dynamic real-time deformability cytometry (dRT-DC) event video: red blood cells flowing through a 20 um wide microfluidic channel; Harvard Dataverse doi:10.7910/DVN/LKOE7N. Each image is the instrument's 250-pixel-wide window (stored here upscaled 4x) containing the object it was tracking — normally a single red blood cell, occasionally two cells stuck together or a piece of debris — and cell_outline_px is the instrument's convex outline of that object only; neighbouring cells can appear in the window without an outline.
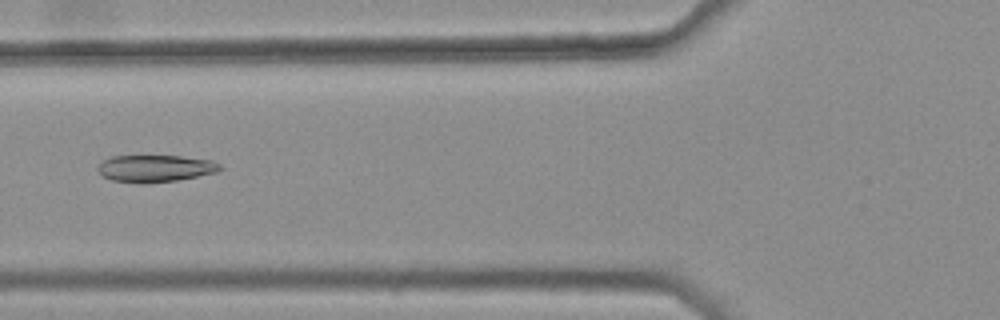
{"species": "common noctule bat (a hibernating species)", "species_latin": "Nyctalus noctula", "temperature_condition": "warm", "stored_images_in_passage": 40, "camera_frame_rate_fps": 3000, "um_per_image_px": 0.085, "animal": {"sex": "female", "body_mass_g": 25.1}, "frame": {"image": 1, "passage_image": 17, "time_ms": 5.333, "image_size_px": [1000, 320], "cell_outline_px": [[224, 168], [216, 172], [176, 180], [148, 184], [112, 180], [100, 176], [96, 168], [104, 160], [112, 156], [180, 156], [212, 160], [220, 164]], "centroid_in_image_um": [13.18, 14.32], "position_along_channel_um": 112.6, "area_um2": 19.31}}
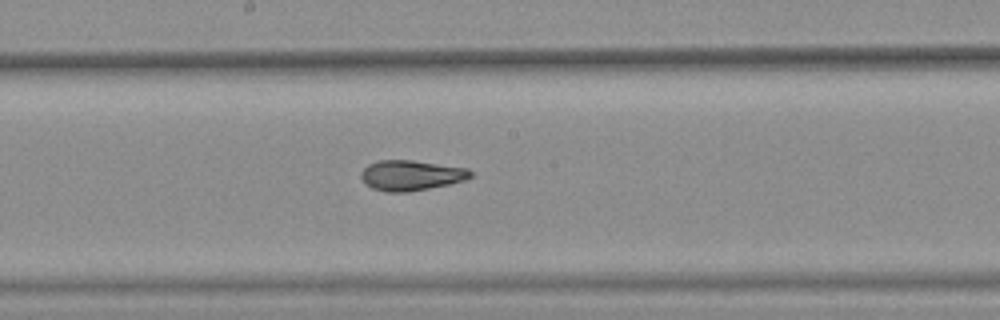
{"frame": {"image": 2, "passage_image": 25, "time_ms": 8.0, "image_size_px": [1000, 320], "cell_outline_px": [[472, 176], [464, 180], [448, 184], [408, 192], [388, 192], [372, 188], [360, 176], [360, 172], [368, 164], [376, 160], [412, 160], [468, 168], [472, 172]], "centroid_in_image_um": [34.93, 14.89], "position_along_channel_um": 213.3, "area_um2": 19.19}}
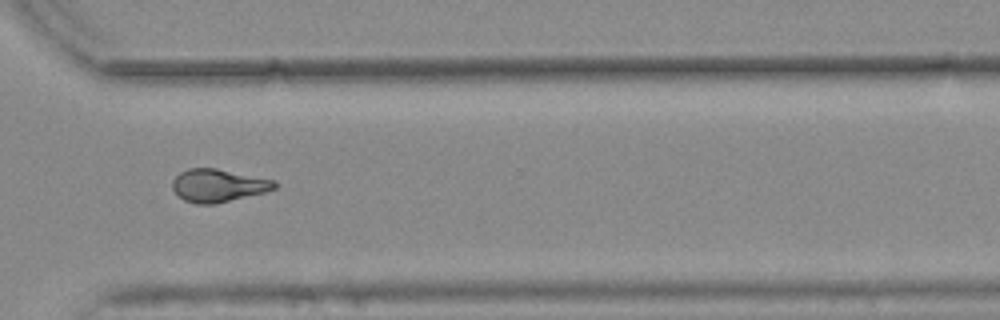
{"frame": {"image": 3, "passage_image": 36, "time_ms": 11.667, "image_size_px": [1000, 320], "cell_outline_px": [[280, 184], [276, 188], [264, 192], [216, 204], [196, 204], [184, 200], [172, 188], [172, 180], [180, 172], [188, 168], [216, 168], [276, 180]], "centroid_in_image_um": [18.57, 15.76], "position_along_channel_um": 352.0, "area_um2": 19.65}, "authors_computed_cell_mechanics": {"area_um2": 19.5653, "velocity_mm_per_s": 3.7784, "shape_relaxation_time_tau1_ms": null, "shape_relaxation_time_tau2_ms": 2.0575, "deformation_change_tau1": null, "deformation_change_tau2": 0.063}}